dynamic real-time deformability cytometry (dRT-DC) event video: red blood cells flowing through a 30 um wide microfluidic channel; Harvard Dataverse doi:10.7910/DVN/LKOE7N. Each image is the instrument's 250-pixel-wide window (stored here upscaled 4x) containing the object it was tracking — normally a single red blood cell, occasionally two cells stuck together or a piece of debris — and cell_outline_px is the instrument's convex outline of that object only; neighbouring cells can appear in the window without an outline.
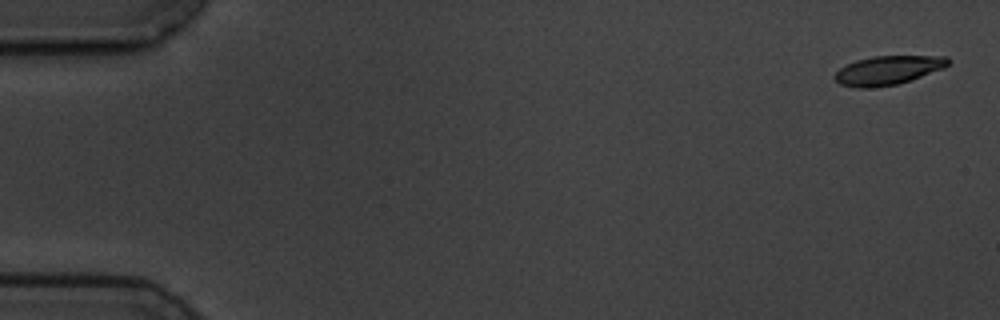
{"species": "common noctule bat (a hibernating species)", "species_latin": "Nyctalus noctula", "temperature_condition": "cold", "stored_images_in_passage": 5, "camera_frame_rate_fps": 3000, "um_per_image_px": 0.085, "animal": {"sex": "male", "body_mass_g": 19.5, "forearm_length_mm": 54.6}, "frame": {"image": 1, "passage_image": 1, "time_ms": 0.0, "image_size_px": [1000, 320], "cell_outline_px": [[948, 64], [944, 68], [896, 84], [864, 88], [856, 88], [840, 84], [832, 76], [840, 68], [856, 60], [872, 56], [948, 56]], "centroid_in_image_um": [75.43, 5.96], "position_along_channel_um": 9.6, "area_um2": 18.79}}
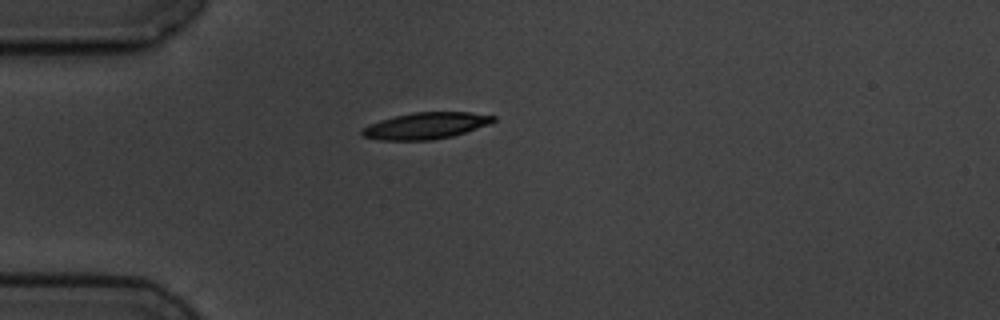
{"frame": {"image": 2, "passage_image": 5, "time_ms": 4.667, "image_size_px": [1000, 320], "cell_outline_px": [[496, 120], [488, 124], [452, 136], [432, 140], [380, 140], [364, 136], [360, 132], [360, 128], [368, 124], [380, 120], [412, 112], [468, 112], [496, 116]], "centroid_in_image_um": [36.15, 10.68], "position_along_channel_um": 48.9, "area_um2": 20.17}}